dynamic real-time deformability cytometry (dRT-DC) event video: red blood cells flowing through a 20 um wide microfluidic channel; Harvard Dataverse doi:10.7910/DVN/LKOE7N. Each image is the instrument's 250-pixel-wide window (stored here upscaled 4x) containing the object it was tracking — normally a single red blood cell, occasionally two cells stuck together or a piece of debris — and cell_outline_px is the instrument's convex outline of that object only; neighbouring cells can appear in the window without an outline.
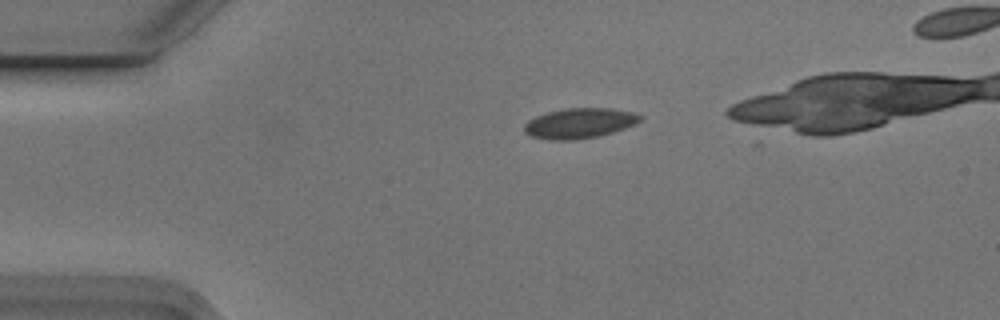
{"species": "Egyptian fruit bat (a non-hibernating species)", "species_latin": "Rousettus aegyptiacus", "temperature_condition": "cold", "stored_images_in_passage": 3, "camera_frame_rate_fps": 3000, "um_per_image_px": 0.085, "animal": {"sex": "male"}, "frame": {"image": 1, "passage_image": 3, "time_ms": 0.667, "image_size_px": [1000, 320], "cell_outline_px": [[644, 116], [640, 120], [624, 128], [600, 136], [576, 140], [548, 140], [532, 136], [524, 132], [524, 124], [528, 120], [536, 116], [548, 112], [568, 108], [612, 108], [632, 112]], "centroid_in_image_um": [49.23, 10.48], "position_along_channel_um": 35.8, "area_um2": 20.35}}